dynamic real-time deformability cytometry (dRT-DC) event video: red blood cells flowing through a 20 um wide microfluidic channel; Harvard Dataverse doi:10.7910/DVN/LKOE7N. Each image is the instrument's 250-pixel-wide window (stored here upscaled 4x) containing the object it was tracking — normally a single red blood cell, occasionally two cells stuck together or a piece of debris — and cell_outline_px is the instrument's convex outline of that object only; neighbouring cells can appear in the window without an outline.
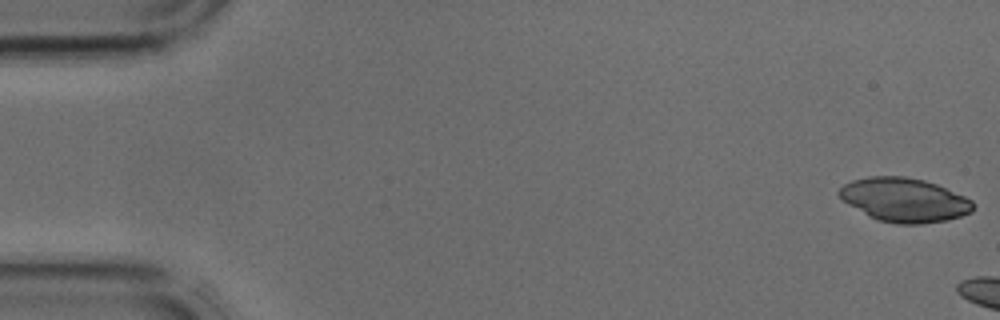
{"species": "common noctule bat (a hibernating species)", "species_latin": "Nyctalus noctula", "temperature_condition": "cold", "stored_images_in_passage": 4, "camera_frame_rate_fps": 3000, "um_per_image_px": 0.085, "animal": {"sex": "male", "body_mass_g": 17.9, "forearm_length_mm": 54.2}, "frame": {"image": 1, "passage_image": 1, "time_ms": 0.0, "image_size_px": [1000, 320], "cell_outline_px": [[976, 204], [972, 212], [948, 220], [920, 224], [896, 224], [876, 220], [868, 216], [848, 204], [836, 192], [844, 184], [852, 180], [868, 176], [904, 176], [924, 180], [936, 184], [964, 196], [972, 200]], "centroid_in_image_um": [76.87, 17.0], "position_along_channel_um": 8.1, "area_um2": 34.45}}